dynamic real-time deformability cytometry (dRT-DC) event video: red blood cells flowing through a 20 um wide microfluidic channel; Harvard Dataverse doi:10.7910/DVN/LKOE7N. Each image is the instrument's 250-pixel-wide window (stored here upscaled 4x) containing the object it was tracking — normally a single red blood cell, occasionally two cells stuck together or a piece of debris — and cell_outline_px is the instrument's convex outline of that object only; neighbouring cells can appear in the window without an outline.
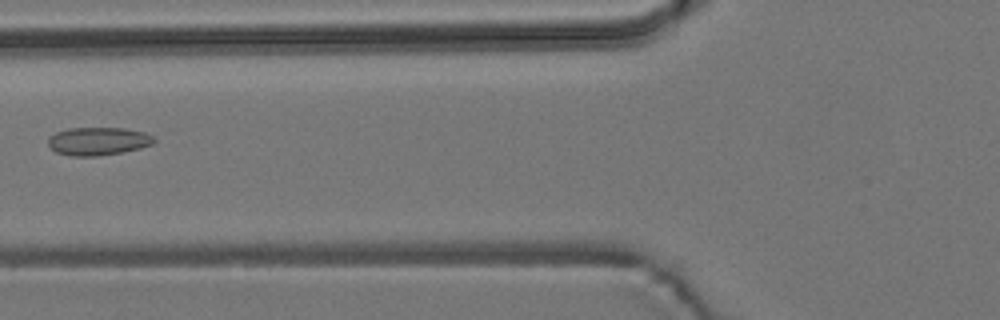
{"species": "common noctule bat (a hibernating species)", "species_latin": "Nyctalus noctula", "temperature_condition": "room temperature", "stored_images_in_passage": 4, "camera_frame_rate_fps": 3000, "um_per_image_px": 0.085, "animal": {"sex": "male", "body_mass_g": 19.2, "forearm_length_mm": 51.8}, "frame": {"image": 1, "passage_image": 4, "time_ms": 4.333, "image_size_px": [1000, 320], "cell_outline_px": [[156, 140], [152, 144], [140, 148], [120, 152], [96, 156], [72, 156], [56, 152], [48, 144], [48, 140], [56, 132], [68, 128], [124, 128], [144, 132], [152, 136]], "centroid_in_image_um": [8.34, 11.99], "position_along_channel_um": 117.5, "area_um2": 17.11}}